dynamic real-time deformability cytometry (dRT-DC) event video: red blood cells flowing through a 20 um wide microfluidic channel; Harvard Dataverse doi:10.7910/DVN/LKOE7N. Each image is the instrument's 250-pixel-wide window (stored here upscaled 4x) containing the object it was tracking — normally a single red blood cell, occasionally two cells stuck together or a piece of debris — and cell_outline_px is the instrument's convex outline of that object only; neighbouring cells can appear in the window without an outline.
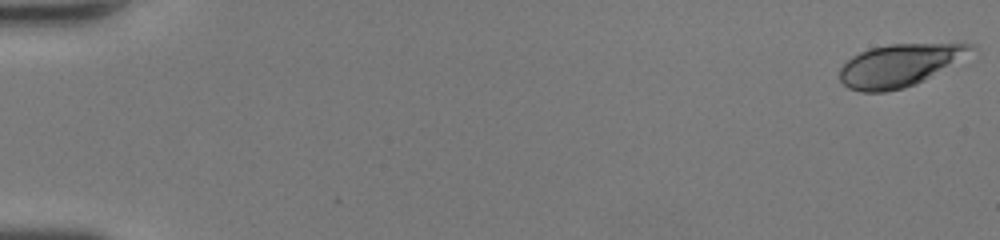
{"species": "human", "species_latin": "Homo sapiens", "temperature_condition": "room temperature", "stored_images_in_passage": 16, "camera_frame_rate_fps": 3000, "um_per_image_px": 0.085, "donor": {"sex": "female"}, "frame": {"image": 1, "passage_image": 1, "time_ms": 0.0, "image_size_px": [1000, 240], "cell_outline_px": [[976, 44], [972, 48], [924, 80], [916, 84], [904, 88], [884, 92], [860, 92], [848, 88], [840, 80], [840, 68], [852, 56], [860, 52], [872, 48], [892, 44]], "centroid_in_image_um": [76.29, 5.58], "position_along_channel_um": 8.7, "area_um2": 31.15}}